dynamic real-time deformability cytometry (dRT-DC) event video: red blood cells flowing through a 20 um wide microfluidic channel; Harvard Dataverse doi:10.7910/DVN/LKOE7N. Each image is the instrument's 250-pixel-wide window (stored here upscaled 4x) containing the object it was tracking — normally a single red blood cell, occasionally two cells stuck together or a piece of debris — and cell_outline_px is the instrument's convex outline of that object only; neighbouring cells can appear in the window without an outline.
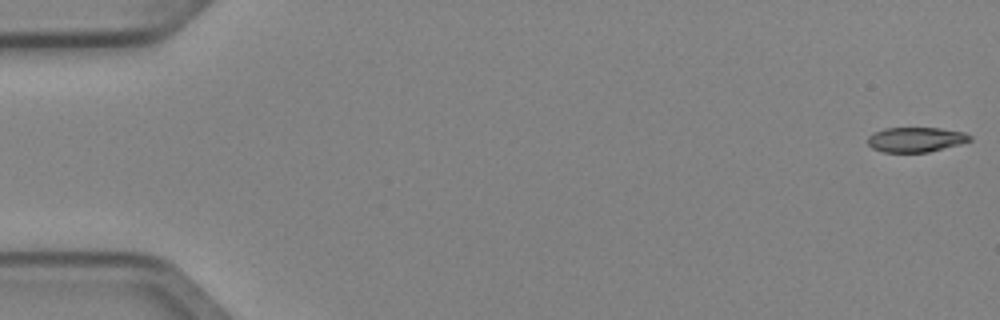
{"species": "Egyptian fruit bat (a non-hibernating species)", "species_latin": "Rousettus aegyptiacus", "temperature_condition": "cold", "stored_images_in_passage": 6, "segment_of_instrument_passage": [1, 2], "camera_frame_rate_fps": 3000, "um_per_image_px": 0.085, "animal": {"sex": "female"}, "frame": {"image": 1, "passage_image": 1, "time_ms": 0.0, "image_size_px": [1000, 320], "cell_outline_px": [[972, 140], [928, 152], [884, 152], [872, 148], [868, 144], [868, 136], [884, 128], [940, 128], [964, 132], [972, 136]], "centroid_in_image_um": [77.84, 11.86], "position_along_channel_um": 7.2, "area_um2": 14.62}}